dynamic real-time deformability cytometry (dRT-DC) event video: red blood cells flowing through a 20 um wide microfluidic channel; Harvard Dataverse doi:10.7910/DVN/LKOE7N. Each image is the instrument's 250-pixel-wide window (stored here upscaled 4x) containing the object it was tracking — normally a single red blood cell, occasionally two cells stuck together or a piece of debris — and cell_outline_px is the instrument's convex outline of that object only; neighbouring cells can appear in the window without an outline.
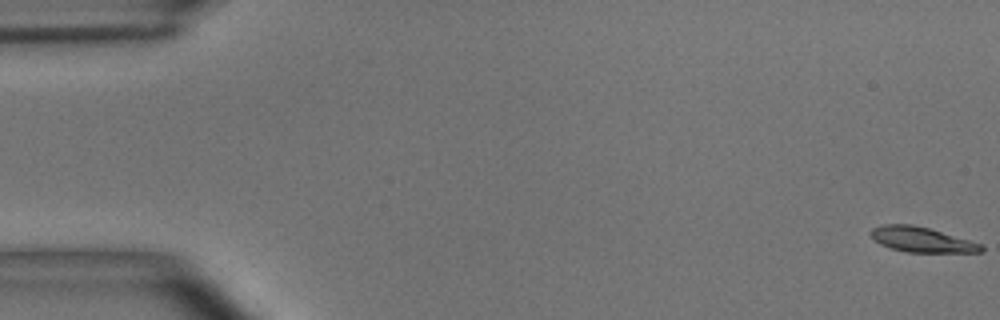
{"species": "common noctule bat (a hibernating species)", "species_latin": "Nyctalus noctula", "temperature_condition": "room temperature", "stored_images_in_passage": 7, "camera_frame_rate_fps": 3000, "um_per_image_px": 0.085, "animal": {"sex": "male", "body_mass_g": 15.6}, "frame": {"image": 1, "passage_image": 1, "time_ms": 0.0, "image_size_px": [1000, 320], "cell_outline_px": [[984, 252], [908, 252], [892, 248], [880, 244], [868, 232], [872, 228], [880, 224], [912, 224], [928, 228], [984, 244]], "centroid_in_image_um": [78.35, 20.36], "position_along_channel_um": 6.6, "area_um2": 16.13}}
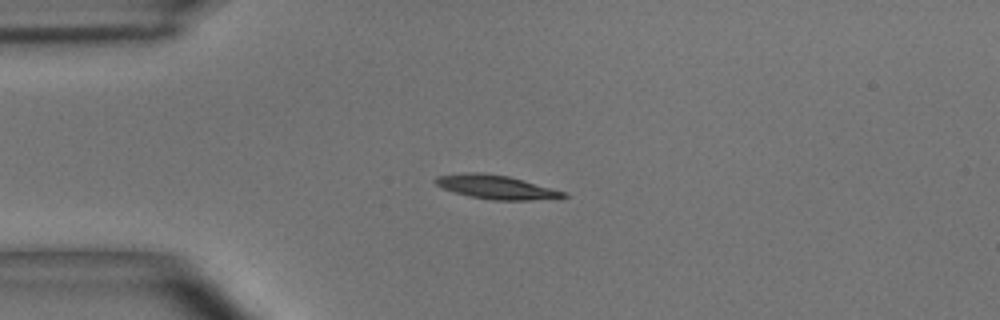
{"frame": {"image": 2, "passage_image": 5, "time_ms": 1.333, "image_size_px": [1000, 320], "cell_outline_px": [[568, 196], [560, 200], [492, 200], [472, 196], [456, 192], [444, 188], [436, 184], [432, 180], [436, 176], [468, 172], [480, 172], [508, 176], [568, 192]], "centroid_in_image_um": [42.29, 15.91], "position_along_channel_um": 42.7, "area_um2": 17.98}}
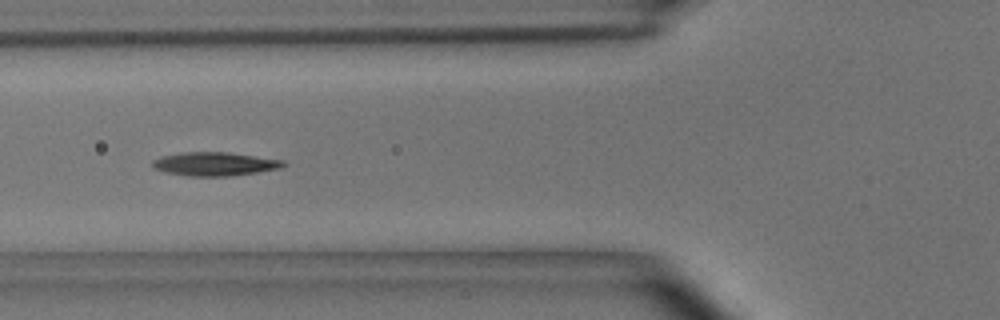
{"frame": {"image": 3, "passage_image": 7, "time_ms": 2.0, "image_size_px": [1000, 320], "cell_outline_px": [[288, 164], [280, 168], [232, 176], [188, 176], [164, 172], [152, 168], [152, 160], [160, 156], [184, 152], [224, 152], [284, 160]], "centroid_in_image_um": [18.21, 13.94], "position_along_channel_um": 107.6, "area_um2": 18.03}}